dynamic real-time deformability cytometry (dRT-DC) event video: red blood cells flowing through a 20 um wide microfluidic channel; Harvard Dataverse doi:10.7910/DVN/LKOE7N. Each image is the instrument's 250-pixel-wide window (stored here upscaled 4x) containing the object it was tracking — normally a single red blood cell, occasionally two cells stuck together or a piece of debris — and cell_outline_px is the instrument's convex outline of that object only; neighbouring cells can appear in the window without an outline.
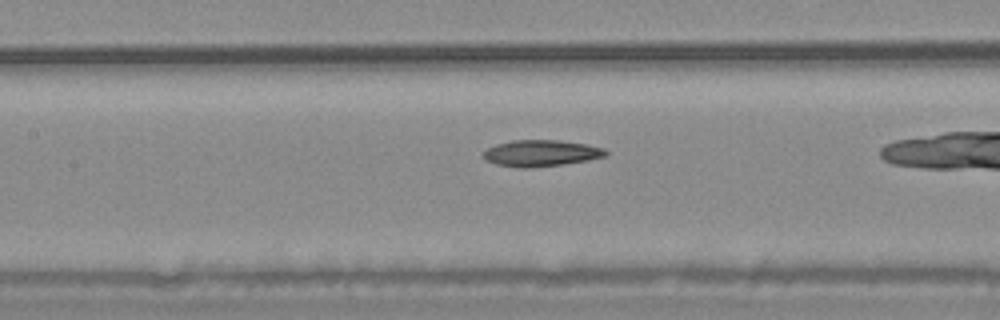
{"species": "common noctule bat (a hibernating species)", "species_latin": "Nyctalus noctula", "temperature_condition": "warm", "stored_images_in_passage": 39, "camera_frame_rate_fps": 3000, "um_per_image_px": 0.085, "animal": {"sex": "male", "body_mass_g": 20.4}, "frame": {"image": 1, "passage_image": 21, "time_ms": 6.667, "image_size_px": [1000, 320], "cell_outline_px": [[608, 156], [588, 160], [564, 164], [532, 168], [516, 168], [496, 164], [480, 156], [480, 152], [496, 144], [512, 140], [560, 140], [584, 144], [604, 148], [608, 152]], "centroid_in_image_um": [45.96, 13.03], "position_along_channel_um": 161.4, "area_um2": 19.07}}
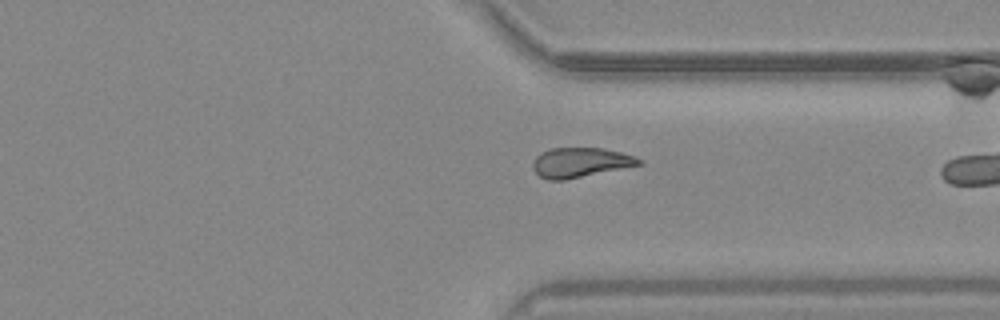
{"frame": {"image": 2, "passage_image": 37, "time_ms": 12.0, "image_size_px": [1000, 320], "cell_outline_px": [[644, 164], [564, 180], [548, 180], [540, 176], [532, 168], [532, 164], [536, 156], [540, 152], [552, 148], [604, 148], [636, 156]], "centroid_in_image_um": [49.32, 13.81], "position_along_channel_um": 362.1, "area_um2": 18.38}}